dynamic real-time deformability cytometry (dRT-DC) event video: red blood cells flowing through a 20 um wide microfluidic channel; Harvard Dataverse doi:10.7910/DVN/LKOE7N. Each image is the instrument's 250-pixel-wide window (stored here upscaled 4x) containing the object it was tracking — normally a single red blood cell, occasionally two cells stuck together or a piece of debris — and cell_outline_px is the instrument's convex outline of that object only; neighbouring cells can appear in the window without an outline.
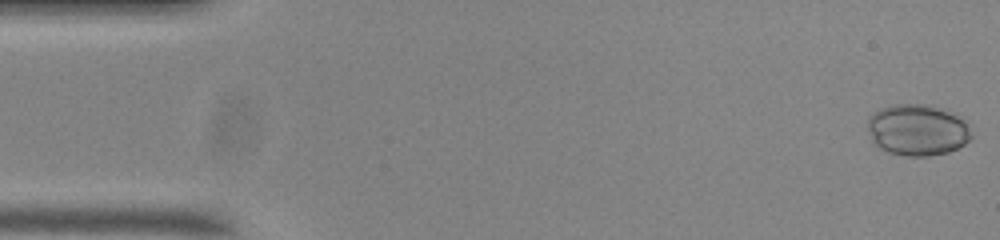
{"species": "common noctule bat (a hibernating species)", "species_latin": "Nyctalus noctula", "temperature_condition": "room temperature", "stored_images_in_passage": 8, "camera_frame_rate_fps": 3000, "um_per_image_px": 0.085, "animal": {"sex": "male", "body_mass_g": 20.0, "forearm_length_mm": 53.3}, "frame": {"image": 1, "passage_image": 1, "time_ms": 0.0, "image_size_px": [1000, 240], "cell_outline_px": [[972, 136], [964, 144], [948, 152], [928, 156], [904, 156], [888, 152], [880, 148], [872, 140], [868, 128], [868, 116], [872, 112], [880, 108], [892, 104], [928, 104], [956, 112], [964, 116], [968, 120]], "centroid_in_image_um": [78.02, 11.01], "position_along_channel_um": 7.0, "area_um2": 31.73}}